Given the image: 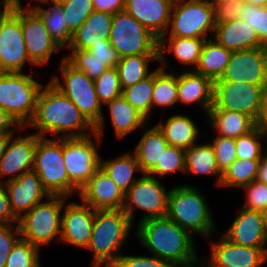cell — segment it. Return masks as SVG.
Returning <instances> with one entry per match:
<instances>
[{
	"instance_id": "cell-19",
	"label": "cell",
	"mask_w": 267,
	"mask_h": 267,
	"mask_svg": "<svg viewBox=\"0 0 267 267\" xmlns=\"http://www.w3.org/2000/svg\"><path fill=\"white\" fill-rule=\"evenodd\" d=\"M79 197L94 210L122 209L125 201L123 191L101 167L80 189Z\"/></svg>"
},
{
	"instance_id": "cell-35",
	"label": "cell",
	"mask_w": 267,
	"mask_h": 267,
	"mask_svg": "<svg viewBox=\"0 0 267 267\" xmlns=\"http://www.w3.org/2000/svg\"><path fill=\"white\" fill-rule=\"evenodd\" d=\"M25 8H32L40 16L50 36L60 48L69 47L72 33L67 26L61 5L52 4L46 9L40 4H35L33 6L26 5Z\"/></svg>"
},
{
	"instance_id": "cell-45",
	"label": "cell",
	"mask_w": 267,
	"mask_h": 267,
	"mask_svg": "<svg viewBox=\"0 0 267 267\" xmlns=\"http://www.w3.org/2000/svg\"><path fill=\"white\" fill-rule=\"evenodd\" d=\"M240 19L247 21L254 28L260 42L267 46V6H257L245 2L240 7Z\"/></svg>"
},
{
	"instance_id": "cell-17",
	"label": "cell",
	"mask_w": 267,
	"mask_h": 267,
	"mask_svg": "<svg viewBox=\"0 0 267 267\" xmlns=\"http://www.w3.org/2000/svg\"><path fill=\"white\" fill-rule=\"evenodd\" d=\"M66 198L64 197L60 241L86 249L92 235L95 210L83 201L81 204L67 202L65 206Z\"/></svg>"
},
{
	"instance_id": "cell-5",
	"label": "cell",
	"mask_w": 267,
	"mask_h": 267,
	"mask_svg": "<svg viewBox=\"0 0 267 267\" xmlns=\"http://www.w3.org/2000/svg\"><path fill=\"white\" fill-rule=\"evenodd\" d=\"M200 192L187 184L170 188L166 216L192 236L201 234L210 238L216 228L206 197Z\"/></svg>"
},
{
	"instance_id": "cell-34",
	"label": "cell",
	"mask_w": 267,
	"mask_h": 267,
	"mask_svg": "<svg viewBox=\"0 0 267 267\" xmlns=\"http://www.w3.org/2000/svg\"><path fill=\"white\" fill-rule=\"evenodd\" d=\"M100 167L124 194L140 178H135L134 172H141V174H143L134 153H125L113 160H103L101 157Z\"/></svg>"
},
{
	"instance_id": "cell-51",
	"label": "cell",
	"mask_w": 267,
	"mask_h": 267,
	"mask_svg": "<svg viewBox=\"0 0 267 267\" xmlns=\"http://www.w3.org/2000/svg\"><path fill=\"white\" fill-rule=\"evenodd\" d=\"M89 50L109 68L116 67L121 58L109 41H97Z\"/></svg>"
},
{
	"instance_id": "cell-29",
	"label": "cell",
	"mask_w": 267,
	"mask_h": 267,
	"mask_svg": "<svg viewBox=\"0 0 267 267\" xmlns=\"http://www.w3.org/2000/svg\"><path fill=\"white\" fill-rule=\"evenodd\" d=\"M207 117L219 136L227 138L236 139L257 126L250 116L230 110H209Z\"/></svg>"
},
{
	"instance_id": "cell-10",
	"label": "cell",
	"mask_w": 267,
	"mask_h": 267,
	"mask_svg": "<svg viewBox=\"0 0 267 267\" xmlns=\"http://www.w3.org/2000/svg\"><path fill=\"white\" fill-rule=\"evenodd\" d=\"M171 26V28H169ZM215 30L214 5L211 2L174 0L165 35L181 38H204Z\"/></svg>"
},
{
	"instance_id": "cell-55",
	"label": "cell",
	"mask_w": 267,
	"mask_h": 267,
	"mask_svg": "<svg viewBox=\"0 0 267 267\" xmlns=\"http://www.w3.org/2000/svg\"><path fill=\"white\" fill-rule=\"evenodd\" d=\"M17 127L20 130L25 129V127H21L6 111L0 108V134L15 135Z\"/></svg>"
},
{
	"instance_id": "cell-61",
	"label": "cell",
	"mask_w": 267,
	"mask_h": 267,
	"mask_svg": "<svg viewBox=\"0 0 267 267\" xmlns=\"http://www.w3.org/2000/svg\"><path fill=\"white\" fill-rule=\"evenodd\" d=\"M245 2L254 4L257 6H267V0H245Z\"/></svg>"
},
{
	"instance_id": "cell-50",
	"label": "cell",
	"mask_w": 267,
	"mask_h": 267,
	"mask_svg": "<svg viewBox=\"0 0 267 267\" xmlns=\"http://www.w3.org/2000/svg\"><path fill=\"white\" fill-rule=\"evenodd\" d=\"M113 267H176L172 262L155 256L121 255Z\"/></svg>"
},
{
	"instance_id": "cell-22",
	"label": "cell",
	"mask_w": 267,
	"mask_h": 267,
	"mask_svg": "<svg viewBox=\"0 0 267 267\" xmlns=\"http://www.w3.org/2000/svg\"><path fill=\"white\" fill-rule=\"evenodd\" d=\"M174 0H125V11L158 39L165 35Z\"/></svg>"
},
{
	"instance_id": "cell-65",
	"label": "cell",
	"mask_w": 267,
	"mask_h": 267,
	"mask_svg": "<svg viewBox=\"0 0 267 267\" xmlns=\"http://www.w3.org/2000/svg\"><path fill=\"white\" fill-rule=\"evenodd\" d=\"M178 1H200V2H211V0H178Z\"/></svg>"
},
{
	"instance_id": "cell-3",
	"label": "cell",
	"mask_w": 267,
	"mask_h": 267,
	"mask_svg": "<svg viewBox=\"0 0 267 267\" xmlns=\"http://www.w3.org/2000/svg\"><path fill=\"white\" fill-rule=\"evenodd\" d=\"M132 223L123 209L95 210L92 235L87 249L93 251L92 267H113L129 237Z\"/></svg>"
},
{
	"instance_id": "cell-1",
	"label": "cell",
	"mask_w": 267,
	"mask_h": 267,
	"mask_svg": "<svg viewBox=\"0 0 267 267\" xmlns=\"http://www.w3.org/2000/svg\"><path fill=\"white\" fill-rule=\"evenodd\" d=\"M26 127L38 129L36 134L41 137L46 133L56 138L83 137L88 136L87 129L95 133V127L81 111L50 82L39 91L34 116Z\"/></svg>"
},
{
	"instance_id": "cell-38",
	"label": "cell",
	"mask_w": 267,
	"mask_h": 267,
	"mask_svg": "<svg viewBox=\"0 0 267 267\" xmlns=\"http://www.w3.org/2000/svg\"><path fill=\"white\" fill-rule=\"evenodd\" d=\"M260 159H236L222 174L221 187L242 188L256 180Z\"/></svg>"
},
{
	"instance_id": "cell-4",
	"label": "cell",
	"mask_w": 267,
	"mask_h": 267,
	"mask_svg": "<svg viewBox=\"0 0 267 267\" xmlns=\"http://www.w3.org/2000/svg\"><path fill=\"white\" fill-rule=\"evenodd\" d=\"M62 81L56 76L49 82L69 98L81 111L84 117L95 127L97 145H100L104 124L102 104L95 92L94 80L88 78L81 70L76 69L63 57L60 63Z\"/></svg>"
},
{
	"instance_id": "cell-37",
	"label": "cell",
	"mask_w": 267,
	"mask_h": 267,
	"mask_svg": "<svg viewBox=\"0 0 267 267\" xmlns=\"http://www.w3.org/2000/svg\"><path fill=\"white\" fill-rule=\"evenodd\" d=\"M178 102V75L168 73L158 66L154 70L152 110L156 106L169 107Z\"/></svg>"
},
{
	"instance_id": "cell-53",
	"label": "cell",
	"mask_w": 267,
	"mask_h": 267,
	"mask_svg": "<svg viewBox=\"0 0 267 267\" xmlns=\"http://www.w3.org/2000/svg\"><path fill=\"white\" fill-rule=\"evenodd\" d=\"M19 218L13 213L3 182H0V224H18Z\"/></svg>"
},
{
	"instance_id": "cell-63",
	"label": "cell",
	"mask_w": 267,
	"mask_h": 267,
	"mask_svg": "<svg viewBox=\"0 0 267 267\" xmlns=\"http://www.w3.org/2000/svg\"><path fill=\"white\" fill-rule=\"evenodd\" d=\"M261 128H262V131H263L265 137L267 138V120L261 125ZM266 143H267V141H266Z\"/></svg>"
},
{
	"instance_id": "cell-32",
	"label": "cell",
	"mask_w": 267,
	"mask_h": 267,
	"mask_svg": "<svg viewBox=\"0 0 267 267\" xmlns=\"http://www.w3.org/2000/svg\"><path fill=\"white\" fill-rule=\"evenodd\" d=\"M231 53L214 39L209 38L204 42L198 66L194 70L212 81L220 79L229 63Z\"/></svg>"
},
{
	"instance_id": "cell-31",
	"label": "cell",
	"mask_w": 267,
	"mask_h": 267,
	"mask_svg": "<svg viewBox=\"0 0 267 267\" xmlns=\"http://www.w3.org/2000/svg\"><path fill=\"white\" fill-rule=\"evenodd\" d=\"M112 126L115 130V135L122 139L128 133L134 130L145 127L149 124L143 115H141L129 102L121 95L114 100L107 102Z\"/></svg>"
},
{
	"instance_id": "cell-46",
	"label": "cell",
	"mask_w": 267,
	"mask_h": 267,
	"mask_svg": "<svg viewBox=\"0 0 267 267\" xmlns=\"http://www.w3.org/2000/svg\"><path fill=\"white\" fill-rule=\"evenodd\" d=\"M61 6L71 33L75 32L94 11L92 0H70Z\"/></svg>"
},
{
	"instance_id": "cell-56",
	"label": "cell",
	"mask_w": 267,
	"mask_h": 267,
	"mask_svg": "<svg viewBox=\"0 0 267 267\" xmlns=\"http://www.w3.org/2000/svg\"><path fill=\"white\" fill-rule=\"evenodd\" d=\"M267 120V87L264 88L257 117V125L261 126Z\"/></svg>"
},
{
	"instance_id": "cell-9",
	"label": "cell",
	"mask_w": 267,
	"mask_h": 267,
	"mask_svg": "<svg viewBox=\"0 0 267 267\" xmlns=\"http://www.w3.org/2000/svg\"><path fill=\"white\" fill-rule=\"evenodd\" d=\"M108 40L120 57L159 55V39L125 10L113 14Z\"/></svg>"
},
{
	"instance_id": "cell-64",
	"label": "cell",
	"mask_w": 267,
	"mask_h": 267,
	"mask_svg": "<svg viewBox=\"0 0 267 267\" xmlns=\"http://www.w3.org/2000/svg\"><path fill=\"white\" fill-rule=\"evenodd\" d=\"M230 2V1H236V0H211V3L215 6L216 4L223 3V2Z\"/></svg>"
},
{
	"instance_id": "cell-58",
	"label": "cell",
	"mask_w": 267,
	"mask_h": 267,
	"mask_svg": "<svg viewBox=\"0 0 267 267\" xmlns=\"http://www.w3.org/2000/svg\"><path fill=\"white\" fill-rule=\"evenodd\" d=\"M33 1L39 3L41 0H33ZM0 3L3 4L2 9H5V10H14L17 8H22L20 0H3Z\"/></svg>"
},
{
	"instance_id": "cell-47",
	"label": "cell",
	"mask_w": 267,
	"mask_h": 267,
	"mask_svg": "<svg viewBox=\"0 0 267 267\" xmlns=\"http://www.w3.org/2000/svg\"><path fill=\"white\" fill-rule=\"evenodd\" d=\"M214 149L219 171L223 174L225 170L237 159L235 151V138L217 136L211 142Z\"/></svg>"
},
{
	"instance_id": "cell-13",
	"label": "cell",
	"mask_w": 267,
	"mask_h": 267,
	"mask_svg": "<svg viewBox=\"0 0 267 267\" xmlns=\"http://www.w3.org/2000/svg\"><path fill=\"white\" fill-rule=\"evenodd\" d=\"M29 58L20 21V8L5 10L0 16V72H23Z\"/></svg>"
},
{
	"instance_id": "cell-2",
	"label": "cell",
	"mask_w": 267,
	"mask_h": 267,
	"mask_svg": "<svg viewBox=\"0 0 267 267\" xmlns=\"http://www.w3.org/2000/svg\"><path fill=\"white\" fill-rule=\"evenodd\" d=\"M135 236L155 257L172 262L176 267L198 264L193 236L167 216L139 221Z\"/></svg>"
},
{
	"instance_id": "cell-15",
	"label": "cell",
	"mask_w": 267,
	"mask_h": 267,
	"mask_svg": "<svg viewBox=\"0 0 267 267\" xmlns=\"http://www.w3.org/2000/svg\"><path fill=\"white\" fill-rule=\"evenodd\" d=\"M247 84L266 85L267 49L253 48L232 52L220 79Z\"/></svg>"
},
{
	"instance_id": "cell-67",
	"label": "cell",
	"mask_w": 267,
	"mask_h": 267,
	"mask_svg": "<svg viewBox=\"0 0 267 267\" xmlns=\"http://www.w3.org/2000/svg\"><path fill=\"white\" fill-rule=\"evenodd\" d=\"M0 6H1V5H0ZM4 11H5V9L2 10V9L0 8V16L2 15V13H3Z\"/></svg>"
},
{
	"instance_id": "cell-20",
	"label": "cell",
	"mask_w": 267,
	"mask_h": 267,
	"mask_svg": "<svg viewBox=\"0 0 267 267\" xmlns=\"http://www.w3.org/2000/svg\"><path fill=\"white\" fill-rule=\"evenodd\" d=\"M38 136L32 133L22 137L14 138V135L9 140L6 151L0 159V179L5 176V181L15 180L23 173L31 171L34 165V153ZM0 182H2L0 180Z\"/></svg>"
},
{
	"instance_id": "cell-8",
	"label": "cell",
	"mask_w": 267,
	"mask_h": 267,
	"mask_svg": "<svg viewBox=\"0 0 267 267\" xmlns=\"http://www.w3.org/2000/svg\"><path fill=\"white\" fill-rule=\"evenodd\" d=\"M25 212L18 220L22 239L37 246L50 244L54 238L60 241L64 196H49ZM57 236V237H56Z\"/></svg>"
},
{
	"instance_id": "cell-21",
	"label": "cell",
	"mask_w": 267,
	"mask_h": 267,
	"mask_svg": "<svg viewBox=\"0 0 267 267\" xmlns=\"http://www.w3.org/2000/svg\"><path fill=\"white\" fill-rule=\"evenodd\" d=\"M13 213L20 218L33 206L42 202L43 197H49L38 174L31 170L19 178L3 182ZM22 213V214H21Z\"/></svg>"
},
{
	"instance_id": "cell-18",
	"label": "cell",
	"mask_w": 267,
	"mask_h": 267,
	"mask_svg": "<svg viewBox=\"0 0 267 267\" xmlns=\"http://www.w3.org/2000/svg\"><path fill=\"white\" fill-rule=\"evenodd\" d=\"M212 242L209 261L203 267H263L267 262V248H253L234 244L222 236Z\"/></svg>"
},
{
	"instance_id": "cell-11",
	"label": "cell",
	"mask_w": 267,
	"mask_h": 267,
	"mask_svg": "<svg viewBox=\"0 0 267 267\" xmlns=\"http://www.w3.org/2000/svg\"><path fill=\"white\" fill-rule=\"evenodd\" d=\"M168 195L169 190L165 189V186L162 185V182L157 177L142 174L125 193L122 209L132 224L136 208L146 211L145 216L140 221L165 217L167 215Z\"/></svg>"
},
{
	"instance_id": "cell-42",
	"label": "cell",
	"mask_w": 267,
	"mask_h": 267,
	"mask_svg": "<svg viewBox=\"0 0 267 267\" xmlns=\"http://www.w3.org/2000/svg\"><path fill=\"white\" fill-rule=\"evenodd\" d=\"M40 249L20 238L13 246L5 267H42Z\"/></svg>"
},
{
	"instance_id": "cell-60",
	"label": "cell",
	"mask_w": 267,
	"mask_h": 267,
	"mask_svg": "<svg viewBox=\"0 0 267 267\" xmlns=\"http://www.w3.org/2000/svg\"><path fill=\"white\" fill-rule=\"evenodd\" d=\"M68 1H70V0H41L38 4L41 5V4L50 3V5H51V3H52V4H56V5H61V4L66 3Z\"/></svg>"
},
{
	"instance_id": "cell-52",
	"label": "cell",
	"mask_w": 267,
	"mask_h": 267,
	"mask_svg": "<svg viewBox=\"0 0 267 267\" xmlns=\"http://www.w3.org/2000/svg\"><path fill=\"white\" fill-rule=\"evenodd\" d=\"M245 0L228 1L216 4L214 6L215 23L232 21L240 17V7Z\"/></svg>"
},
{
	"instance_id": "cell-48",
	"label": "cell",
	"mask_w": 267,
	"mask_h": 267,
	"mask_svg": "<svg viewBox=\"0 0 267 267\" xmlns=\"http://www.w3.org/2000/svg\"><path fill=\"white\" fill-rule=\"evenodd\" d=\"M242 188L246 191L243 208L258 212L267 208V184L254 180Z\"/></svg>"
},
{
	"instance_id": "cell-66",
	"label": "cell",
	"mask_w": 267,
	"mask_h": 267,
	"mask_svg": "<svg viewBox=\"0 0 267 267\" xmlns=\"http://www.w3.org/2000/svg\"><path fill=\"white\" fill-rule=\"evenodd\" d=\"M198 264H199V266H198V267H202V266H203V262H202V263L200 262V263H198ZM190 267H197V266H196V264H195V265H193V266H190Z\"/></svg>"
},
{
	"instance_id": "cell-43",
	"label": "cell",
	"mask_w": 267,
	"mask_h": 267,
	"mask_svg": "<svg viewBox=\"0 0 267 267\" xmlns=\"http://www.w3.org/2000/svg\"><path fill=\"white\" fill-rule=\"evenodd\" d=\"M176 171H185V150L168 145L160 158V162H157L147 174L156 178V176L163 177Z\"/></svg>"
},
{
	"instance_id": "cell-40",
	"label": "cell",
	"mask_w": 267,
	"mask_h": 267,
	"mask_svg": "<svg viewBox=\"0 0 267 267\" xmlns=\"http://www.w3.org/2000/svg\"><path fill=\"white\" fill-rule=\"evenodd\" d=\"M263 138L266 139L261 126H256L249 133L235 139V151L237 159H261L263 152H267V147L262 148ZM267 146V145H266Z\"/></svg>"
},
{
	"instance_id": "cell-23",
	"label": "cell",
	"mask_w": 267,
	"mask_h": 267,
	"mask_svg": "<svg viewBox=\"0 0 267 267\" xmlns=\"http://www.w3.org/2000/svg\"><path fill=\"white\" fill-rule=\"evenodd\" d=\"M221 236L240 246L267 248V234L263 226L261 213L243 207L225 234Z\"/></svg>"
},
{
	"instance_id": "cell-28",
	"label": "cell",
	"mask_w": 267,
	"mask_h": 267,
	"mask_svg": "<svg viewBox=\"0 0 267 267\" xmlns=\"http://www.w3.org/2000/svg\"><path fill=\"white\" fill-rule=\"evenodd\" d=\"M156 126L163 133L169 145L184 150L197 143V137L200 132L192 118L181 114L170 116L166 123L160 121Z\"/></svg>"
},
{
	"instance_id": "cell-49",
	"label": "cell",
	"mask_w": 267,
	"mask_h": 267,
	"mask_svg": "<svg viewBox=\"0 0 267 267\" xmlns=\"http://www.w3.org/2000/svg\"><path fill=\"white\" fill-rule=\"evenodd\" d=\"M20 238L18 224H0V267H5L13 246Z\"/></svg>"
},
{
	"instance_id": "cell-62",
	"label": "cell",
	"mask_w": 267,
	"mask_h": 267,
	"mask_svg": "<svg viewBox=\"0 0 267 267\" xmlns=\"http://www.w3.org/2000/svg\"><path fill=\"white\" fill-rule=\"evenodd\" d=\"M260 213L262 216L263 226H264L265 232L267 234V208L263 209Z\"/></svg>"
},
{
	"instance_id": "cell-44",
	"label": "cell",
	"mask_w": 267,
	"mask_h": 267,
	"mask_svg": "<svg viewBox=\"0 0 267 267\" xmlns=\"http://www.w3.org/2000/svg\"><path fill=\"white\" fill-rule=\"evenodd\" d=\"M94 83L98 100L103 105L122 95L123 89L116 67L105 70Z\"/></svg>"
},
{
	"instance_id": "cell-7",
	"label": "cell",
	"mask_w": 267,
	"mask_h": 267,
	"mask_svg": "<svg viewBox=\"0 0 267 267\" xmlns=\"http://www.w3.org/2000/svg\"><path fill=\"white\" fill-rule=\"evenodd\" d=\"M43 85L23 72H0V108L26 127L34 116Z\"/></svg>"
},
{
	"instance_id": "cell-41",
	"label": "cell",
	"mask_w": 267,
	"mask_h": 267,
	"mask_svg": "<svg viewBox=\"0 0 267 267\" xmlns=\"http://www.w3.org/2000/svg\"><path fill=\"white\" fill-rule=\"evenodd\" d=\"M71 50L65 59L76 69L81 70L88 78L95 80L109 67L102 61L95 58L89 49H69Z\"/></svg>"
},
{
	"instance_id": "cell-12",
	"label": "cell",
	"mask_w": 267,
	"mask_h": 267,
	"mask_svg": "<svg viewBox=\"0 0 267 267\" xmlns=\"http://www.w3.org/2000/svg\"><path fill=\"white\" fill-rule=\"evenodd\" d=\"M101 156L90 134L63 138V160L69 180L80 190L100 168Z\"/></svg>"
},
{
	"instance_id": "cell-25",
	"label": "cell",
	"mask_w": 267,
	"mask_h": 267,
	"mask_svg": "<svg viewBox=\"0 0 267 267\" xmlns=\"http://www.w3.org/2000/svg\"><path fill=\"white\" fill-rule=\"evenodd\" d=\"M178 101L197 102L207 115L213 104V81L187 66V70L178 75Z\"/></svg>"
},
{
	"instance_id": "cell-16",
	"label": "cell",
	"mask_w": 267,
	"mask_h": 267,
	"mask_svg": "<svg viewBox=\"0 0 267 267\" xmlns=\"http://www.w3.org/2000/svg\"><path fill=\"white\" fill-rule=\"evenodd\" d=\"M25 47L30 60L35 66L45 65L60 47L50 36L45 23L32 8H20Z\"/></svg>"
},
{
	"instance_id": "cell-30",
	"label": "cell",
	"mask_w": 267,
	"mask_h": 267,
	"mask_svg": "<svg viewBox=\"0 0 267 267\" xmlns=\"http://www.w3.org/2000/svg\"><path fill=\"white\" fill-rule=\"evenodd\" d=\"M146 126L149 125H145L144 134L133 152L143 174H147L157 162H160L163 152L169 145L157 126Z\"/></svg>"
},
{
	"instance_id": "cell-39",
	"label": "cell",
	"mask_w": 267,
	"mask_h": 267,
	"mask_svg": "<svg viewBox=\"0 0 267 267\" xmlns=\"http://www.w3.org/2000/svg\"><path fill=\"white\" fill-rule=\"evenodd\" d=\"M154 71L135 85L123 89L122 96L146 119L152 112Z\"/></svg>"
},
{
	"instance_id": "cell-26",
	"label": "cell",
	"mask_w": 267,
	"mask_h": 267,
	"mask_svg": "<svg viewBox=\"0 0 267 267\" xmlns=\"http://www.w3.org/2000/svg\"><path fill=\"white\" fill-rule=\"evenodd\" d=\"M113 14L93 11L83 24L72 33L67 49H90L97 41H109Z\"/></svg>"
},
{
	"instance_id": "cell-24",
	"label": "cell",
	"mask_w": 267,
	"mask_h": 267,
	"mask_svg": "<svg viewBox=\"0 0 267 267\" xmlns=\"http://www.w3.org/2000/svg\"><path fill=\"white\" fill-rule=\"evenodd\" d=\"M213 34L215 41L231 52L264 47L254 28L240 18L215 23Z\"/></svg>"
},
{
	"instance_id": "cell-6",
	"label": "cell",
	"mask_w": 267,
	"mask_h": 267,
	"mask_svg": "<svg viewBox=\"0 0 267 267\" xmlns=\"http://www.w3.org/2000/svg\"><path fill=\"white\" fill-rule=\"evenodd\" d=\"M35 171L44 189L50 196L69 197L79 189L69 180V176L63 160V138L37 139L34 165Z\"/></svg>"
},
{
	"instance_id": "cell-27",
	"label": "cell",
	"mask_w": 267,
	"mask_h": 267,
	"mask_svg": "<svg viewBox=\"0 0 267 267\" xmlns=\"http://www.w3.org/2000/svg\"><path fill=\"white\" fill-rule=\"evenodd\" d=\"M163 35L159 39V63L160 68L165 70L166 58L165 52H172L175 58L183 65L198 66L201 50L206 39L204 38H181V37H167ZM169 40V42H168ZM168 45V46H167Z\"/></svg>"
},
{
	"instance_id": "cell-14",
	"label": "cell",
	"mask_w": 267,
	"mask_h": 267,
	"mask_svg": "<svg viewBox=\"0 0 267 267\" xmlns=\"http://www.w3.org/2000/svg\"><path fill=\"white\" fill-rule=\"evenodd\" d=\"M265 85L213 81V104L209 110H230L250 116L257 125Z\"/></svg>"
},
{
	"instance_id": "cell-33",
	"label": "cell",
	"mask_w": 267,
	"mask_h": 267,
	"mask_svg": "<svg viewBox=\"0 0 267 267\" xmlns=\"http://www.w3.org/2000/svg\"><path fill=\"white\" fill-rule=\"evenodd\" d=\"M185 173L195 175H215L220 186L222 173L219 171L214 149L211 143L192 145L185 150Z\"/></svg>"
},
{
	"instance_id": "cell-36",
	"label": "cell",
	"mask_w": 267,
	"mask_h": 267,
	"mask_svg": "<svg viewBox=\"0 0 267 267\" xmlns=\"http://www.w3.org/2000/svg\"><path fill=\"white\" fill-rule=\"evenodd\" d=\"M151 60H159V55H134L121 57L116 69L119 75L122 89L135 85L148 77V63Z\"/></svg>"
},
{
	"instance_id": "cell-57",
	"label": "cell",
	"mask_w": 267,
	"mask_h": 267,
	"mask_svg": "<svg viewBox=\"0 0 267 267\" xmlns=\"http://www.w3.org/2000/svg\"><path fill=\"white\" fill-rule=\"evenodd\" d=\"M256 180L267 184V152L260 159Z\"/></svg>"
},
{
	"instance_id": "cell-59",
	"label": "cell",
	"mask_w": 267,
	"mask_h": 267,
	"mask_svg": "<svg viewBox=\"0 0 267 267\" xmlns=\"http://www.w3.org/2000/svg\"><path fill=\"white\" fill-rule=\"evenodd\" d=\"M13 135H1L0 134V159L4 155L7 145L9 143V140L11 139Z\"/></svg>"
},
{
	"instance_id": "cell-54",
	"label": "cell",
	"mask_w": 267,
	"mask_h": 267,
	"mask_svg": "<svg viewBox=\"0 0 267 267\" xmlns=\"http://www.w3.org/2000/svg\"><path fill=\"white\" fill-rule=\"evenodd\" d=\"M94 10L114 14L125 9V0H92Z\"/></svg>"
}]
</instances>
